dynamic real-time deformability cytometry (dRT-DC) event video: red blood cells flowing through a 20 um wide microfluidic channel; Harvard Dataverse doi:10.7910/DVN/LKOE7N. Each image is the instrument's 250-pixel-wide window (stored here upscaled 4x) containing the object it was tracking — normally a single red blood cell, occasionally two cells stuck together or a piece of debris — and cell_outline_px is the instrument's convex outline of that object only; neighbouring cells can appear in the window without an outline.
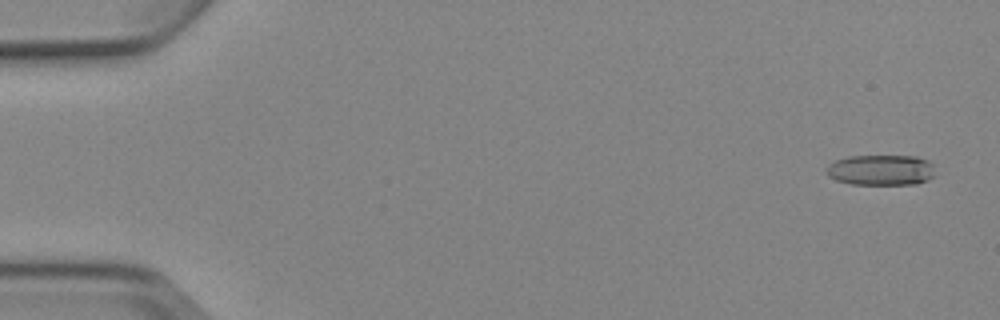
{"species": "Egyptian fruit bat (a non-hibernating species)", "species_latin": "Rousettus aegyptiacus", "temperature_condition": "cold", "stored_images_in_passage": 5, "camera_frame_rate_fps": 3000, "um_per_image_px": 0.085, "animal": {"sex": "female"}, "frame": {"image": 1, "passage_image": 1, "time_ms": 0.0, "image_size_px": [1000, 320], "cell_outline_px": [[932, 176], [928, 180], [916, 184], [852, 184], [836, 180], [828, 176], [828, 164], [836, 160], [848, 156], [916, 156], [928, 160], [932, 164]], "centroid_in_image_um": [74.87, 14.45], "position_along_channel_um": 10.1, "area_um2": 19.25}}